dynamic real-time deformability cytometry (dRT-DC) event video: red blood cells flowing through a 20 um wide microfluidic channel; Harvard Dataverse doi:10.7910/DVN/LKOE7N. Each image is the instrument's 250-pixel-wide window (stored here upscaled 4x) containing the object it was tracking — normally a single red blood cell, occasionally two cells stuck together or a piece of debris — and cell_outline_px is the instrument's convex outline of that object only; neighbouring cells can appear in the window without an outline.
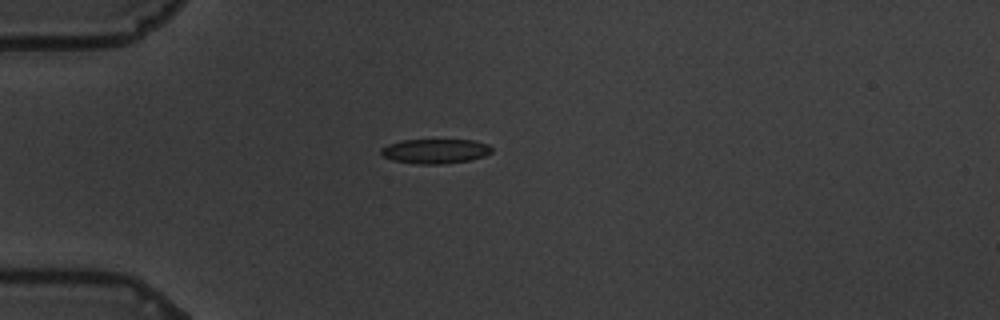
{"species": "common noctule bat (a hibernating species)", "species_latin": "Nyctalus noctula", "temperature_condition": "warm", "stored_images_in_passage": 43, "camera_frame_rate_fps": 3000, "um_per_image_px": 0.085, "animal": {"sex": "male", "body_mass_g": 19.5, "forearm_length_mm": 54.6}, "frame": {"image": 1, "passage_image": 1, "time_ms": 0.0, "image_size_px": [1000, 320], "cell_outline_px": [[492, 152], [484, 156], [468, 160], [440, 164], [416, 164], [392, 160], [384, 156], [380, 152], [380, 148], [388, 144], [400, 140], [476, 140], [488, 144], [492, 148]], "centroid_in_image_um": [36.98, 12.84], "position_along_channel_um": 48.0, "area_um2": 15.9}}
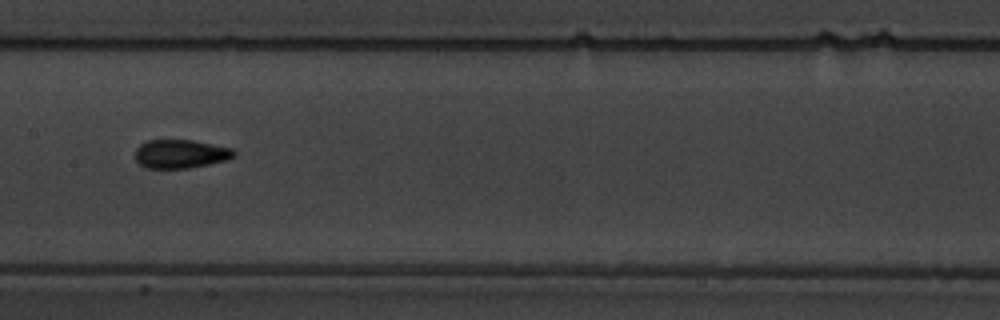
{"frame": {"image": 2, "passage_image": 15, "time_ms": 4.667, "image_size_px": [1000, 320], "cell_outline_px": [[236, 156], [228, 160], [188, 168], [148, 168], [140, 164], [136, 160], [136, 148], [140, 144], [148, 140], [192, 140], [232, 148], [236, 152]], "centroid_in_image_um": [15.37, 13.08], "position_along_channel_um": 192.0, "area_um2": 16.47}}
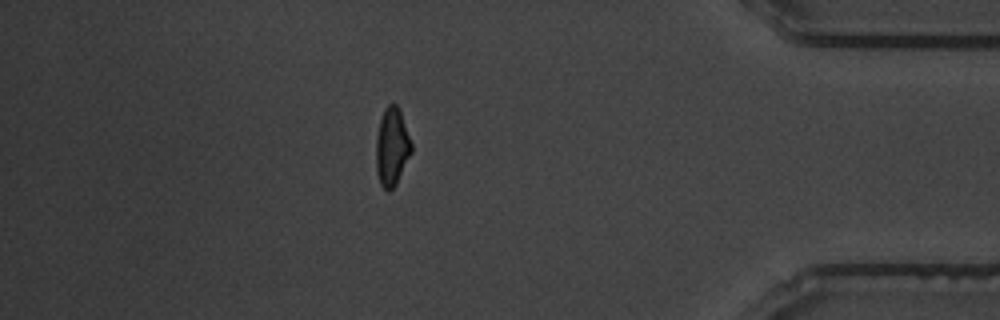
{"frame": {"image": 3, "passage_image": 36, "time_ms": 11.667, "image_size_px": [1000, 320], "cell_outline_px": [[412, 152], [396, 184], [388, 192], [380, 184], [376, 168], [376, 136], [380, 120], [384, 108], [388, 104], [396, 104], [400, 108], [412, 144]], "centroid_in_image_um": [33.32, 12.46], "position_along_channel_um": 401.9, "area_um2": 16.18}, "authors_computed_cell_mechanics": {"area_um2": 16.184, "velocity_mm_per_s": 3.4907, "shape_relaxation_time_tau1_ms": 4.6055, "shape_relaxation_time_tau2_ms": 1.506, "deformation_change_tau1": 0.1455, "deformation_change_tau2": 0.0831}}